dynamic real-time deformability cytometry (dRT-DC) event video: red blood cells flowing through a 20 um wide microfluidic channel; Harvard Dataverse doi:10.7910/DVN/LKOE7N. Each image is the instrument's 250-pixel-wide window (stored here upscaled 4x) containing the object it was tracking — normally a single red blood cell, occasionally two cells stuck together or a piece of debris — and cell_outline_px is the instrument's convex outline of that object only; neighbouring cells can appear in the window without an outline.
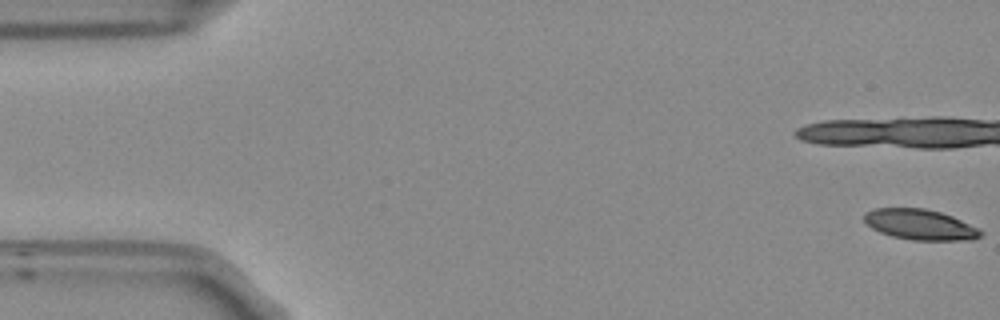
{"species": "Egyptian fruit bat (a non-hibernating species)", "species_latin": "Rousettus aegyptiacus", "temperature_condition": "room temperature", "stored_images_in_passage": 39, "camera_frame_rate_fps": 3000, "um_per_image_px": 0.085, "frame": {"image": 1, "passage_image": 1, "time_ms": 0.0, "image_size_px": [1000, 320], "cell_outline_px": [[984, 232], [980, 236], [972, 240], [912, 240], [892, 236], [880, 232], [872, 228], [864, 220], [864, 212], [872, 208], [924, 208], [940, 212], [952, 216], [980, 228]], "centroid_in_image_um": [78.22, 19.08], "position_along_channel_um": 6.8, "area_um2": 20.81}}
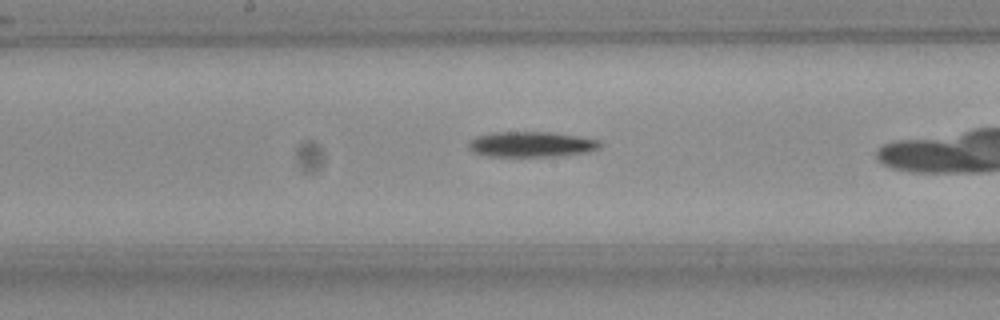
{"frame": {"image": 2, "passage_image": 25, "time_ms": 8.0, "image_size_px": [1000, 320], "cell_outline_px": [[600, 148], [584, 152], [552, 156], [488, 156], [476, 152], [468, 144], [476, 136], [496, 132], [548, 132], [576, 136], [600, 140]], "centroid_in_image_um": [45.18, 12.26], "position_along_channel_um": 203.0, "area_um2": 18.9}}
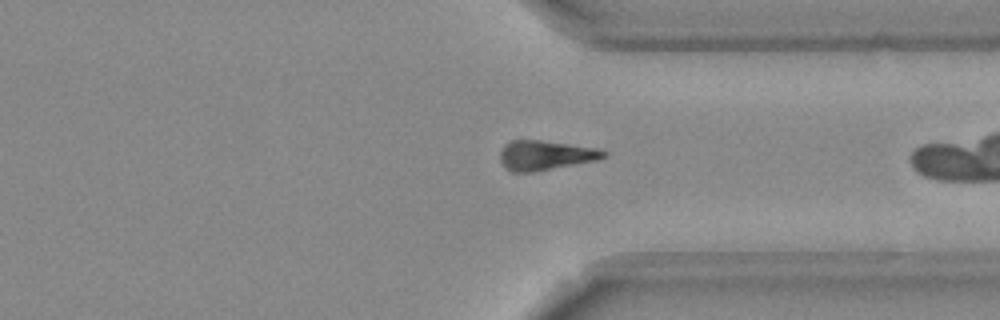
{"frame": {"image": 3, "passage_image": 38, "time_ms": 12.333, "image_size_px": [1000, 320], "cell_outline_px": [[608, 156], [596, 160], [532, 172], [508, 172], [504, 168], [500, 160], [500, 152], [504, 144], [512, 140], [540, 140], [596, 148], [608, 152]], "centroid_in_image_um": [46.31, 13.2], "position_along_channel_um": 365.1, "area_um2": 17.86}}